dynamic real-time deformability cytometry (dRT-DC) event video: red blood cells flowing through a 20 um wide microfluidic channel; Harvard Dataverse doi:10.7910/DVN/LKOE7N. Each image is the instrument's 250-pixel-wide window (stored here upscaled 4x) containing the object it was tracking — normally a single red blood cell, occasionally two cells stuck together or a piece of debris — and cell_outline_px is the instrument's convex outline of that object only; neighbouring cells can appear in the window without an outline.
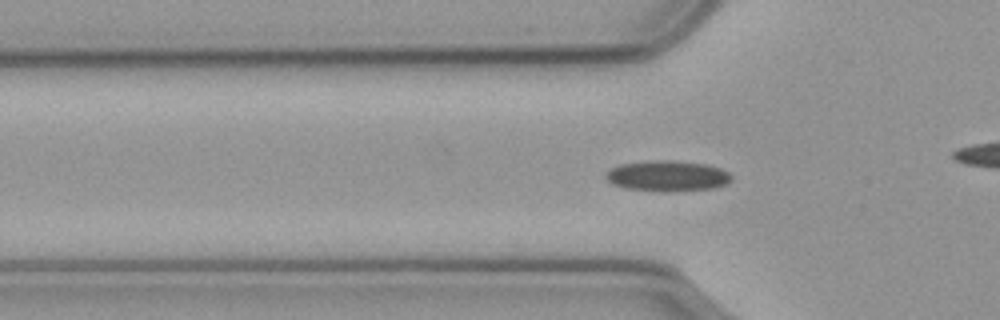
{"species": "common noctule bat (a hibernating species)", "species_latin": "Nyctalus noctula", "temperature_condition": "cold", "stored_images_in_passage": 45, "camera_frame_rate_fps": 3000, "um_per_image_px": 0.085, "animal": {"sex": "male", "body_mass_g": 23.1, "forearm_length_mm": 52.7}, "frame": {"image": 1, "passage_image": 5, "time_ms": 1.333, "image_size_px": [1000, 320], "cell_outline_px": [[732, 180], [728, 184], [712, 188], [672, 192], [660, 192], [624, 188], [612, 184], [604, 176], [612, 168], [620, 164], [648, 160], [672, 160], [708, 164], [720, 168], [728, 172], [732, 176]], "centroid_in_image_um": [56.75, 14.96], "position_along_channel_um": 69.1, "area_um2": 22.83}}
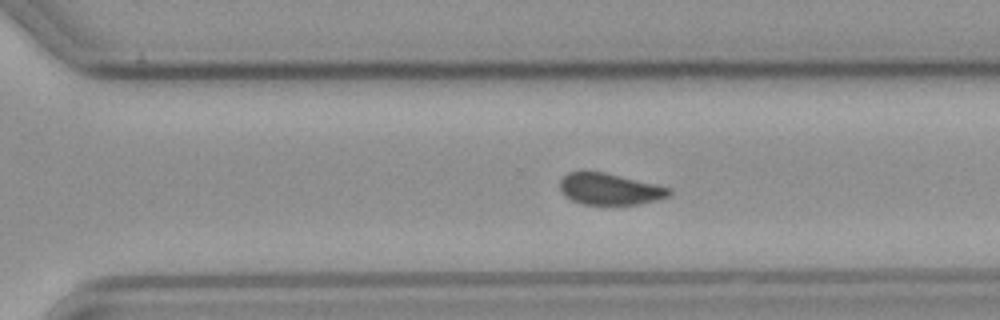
{"frame": {"image": 2, "passage_image": 26, "time_ms": 8.333, "image_size_px": [1000, 320], "cell_outline_px": [[672, 192], [668, 196], [656, 200], [640, 204], [580, 204], [564, 196], [560, 192], [560, 180], [568, 172], [604, 172], [672, 188]], "centroid_in_image_um": [51.81, 16.08], "position_along_channel_um": 318.8, "area_um2": 19.94}}
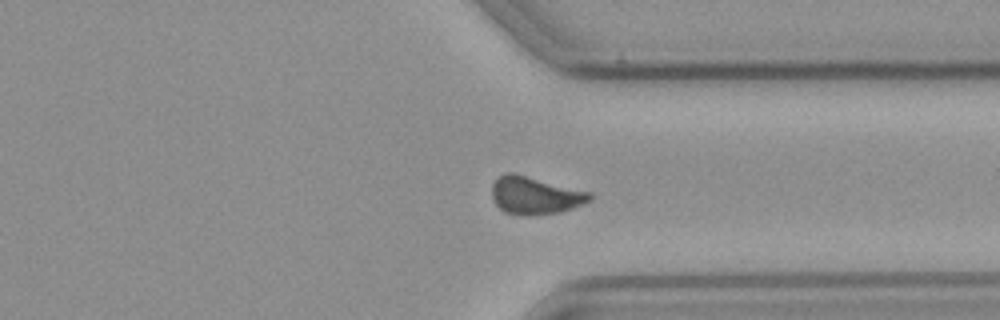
{"frame": {"image": 3, "passage_image": 30, "time_ms": 9.667, "image_size_px": [1000, 320], "cell_outline_px": [[592, 200], [572, 208], [560, 212], [528, 216], [524, 216], [504, 212], [496, 204], [492, 196], [492, 184], [504, 172], [512, 172], [592, 192]], "centroid_in_image_um": [45.49, 16.61], "position_along_channel_um": 365.9, "area_um2": 21.56}, "authors_computed_cell_mechanics": {"area_um2": 21.097, "velocity_mm_per_s": 3.557, "shape_relaxation_time_tau1_ms": null, "shape_relaxation_time_tau2_ms": 10.8802, "deformation_change_tau1": null, "deformation_change_tau2": 0.1288}}